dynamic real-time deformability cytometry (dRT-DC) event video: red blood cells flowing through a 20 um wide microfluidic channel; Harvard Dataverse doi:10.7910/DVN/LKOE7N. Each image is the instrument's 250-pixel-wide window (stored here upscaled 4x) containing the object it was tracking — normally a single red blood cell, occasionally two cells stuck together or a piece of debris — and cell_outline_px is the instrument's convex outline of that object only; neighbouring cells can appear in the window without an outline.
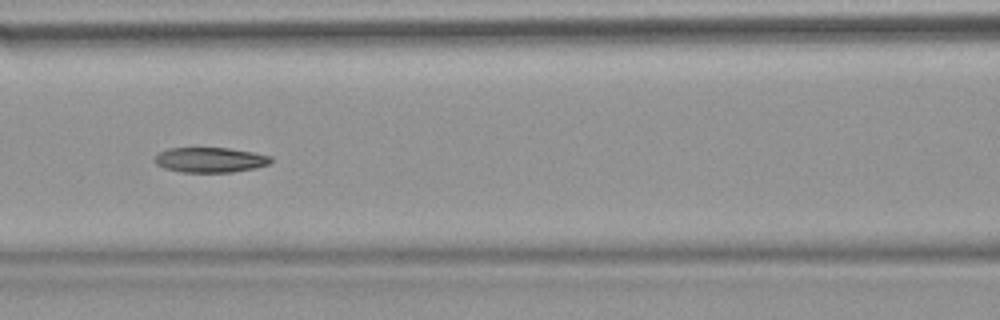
{"species": "common noctule bat (a hibernating species)", "species_latin": "Nyctalus noctula", "temperature_condition": "warm", "stored_images_in_passage": 53, "camera_frame_rate_fps": 3000, "um_per_image_px": 0.085, "animal": {"sex": "female", "body_mass_g": 18.4}, "frame": {"image": 1, "passage_image": 23, "time_ms": 7.333, "image_size_px": [1000, 320], "cell_outline_px": [[272, 160], [268, 164], [256, 168], [232, 172], [180, 172], [164, 168], [156, 164], [152, 160], [160, 152], [168, 148], [228, 148], [252, 152], [272, 156]], "centroid_in_image_um": [17.85, 13.59], "position_along_channel_um": 148.8, "area_um2": 16.99}}
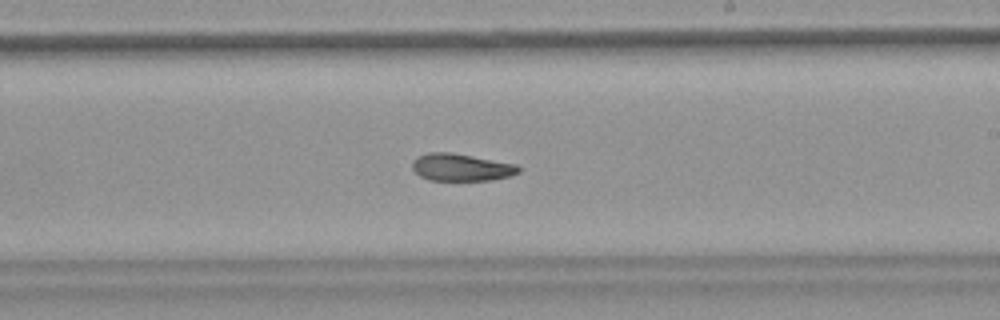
{"frame": {"image": 2, "passage_image": 31, "time_ms": 10.0, "image_size_px": [1000, 320], "cell_outline_px": [[520, 172], [508, 176], [492, 180], [428, 180], [420, 176], [412, 168], [412, 160], [416, 156], [428, 152], [452, 152], [516, 164], [520, 168]], "centroid_in_image_um": [39.17, 14.21], "position_along_channel_um": 249.8, "area_um2": 16.99}, "authors_computed_cell_mechanics": {"area_um2": 18.2648, "velocity_mm_per_s": 3.808, "shape_relaxation_time_tau1_ms": null, "shape_relaxation_time_tau2_ms": 5.7356, "deformation_change_tau1": null, "deformation_change_tau2": 0.1154}}